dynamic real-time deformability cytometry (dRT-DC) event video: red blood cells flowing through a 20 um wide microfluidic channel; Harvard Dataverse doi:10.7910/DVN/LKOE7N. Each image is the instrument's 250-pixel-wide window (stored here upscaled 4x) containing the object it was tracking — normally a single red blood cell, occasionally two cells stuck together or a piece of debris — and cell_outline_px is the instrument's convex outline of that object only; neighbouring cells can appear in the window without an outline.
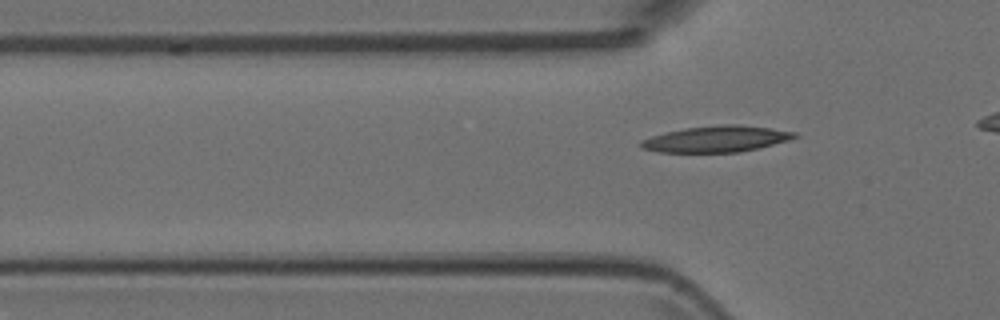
{"species": "Egyptian fruit bat (a non-hibernating species)", "species_latin": "Rousettus aegyptiacus", "temperature_condition": "room temperature", "stored_images_in_passage": 3, "camera_frame_rate_fps": 3000, "um_per_image_px": 0.085, "animal": {"sex": "female"}, "frame": {"image": 1, "passage_image": 3, "time_ms": 0.667, "image_size_px": [1000, 320], "cell_outline_px": [[800, 136], [788, 140], [760, 148], [740, 152], [656, 152], [640, 148], [640, 140], [652, 136], [684, 128], [724, 124], [740, 124], [796, 132]], "centroid_in_image_um": [60.89, 11.82], "position_along_channel_um": 64.9, "area_um2": 23.47}}